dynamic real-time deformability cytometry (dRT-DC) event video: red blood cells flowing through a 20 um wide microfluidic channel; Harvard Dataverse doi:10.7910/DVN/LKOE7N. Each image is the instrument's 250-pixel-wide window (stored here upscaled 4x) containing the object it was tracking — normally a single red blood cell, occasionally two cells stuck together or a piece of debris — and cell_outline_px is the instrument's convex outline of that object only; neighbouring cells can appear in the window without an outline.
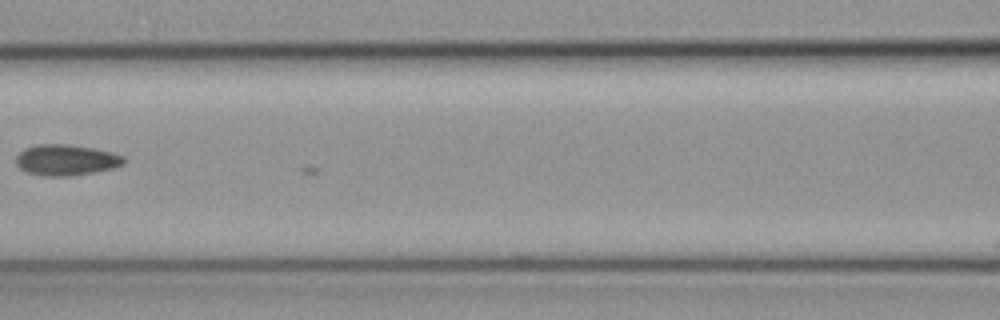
{"species": "common noctule bat (a hibernating species)", "species_latin": "Nyctalus noctula", "temperature_condition": "cold", "stored_images_in_passage": 11, "camera_frame_rate_fps": 3000, "um_per_image_px": 0.085, "animal": {"sex": "female", "body_mass_g": 19.3, "forearm_length_mm": 54.1}, "frame": {"image": 1, "passage_image": 9, "time_ms": 2.667, "image_size_px": [1000, 320], "cell_outline_px": [[124, 164], [116, 168], [96, 172], [72, 176], [40, 176], [28, 172], [20, 168], [16, 164], [16, 156], [24, 148], [36, 144], [68, 144], [96, 148], [112, 152], [124, 156]], "centroid_in_image_um": [5.64, 13.6], "position_along_channel_um": 161.0, "area_um2": 19.77}}